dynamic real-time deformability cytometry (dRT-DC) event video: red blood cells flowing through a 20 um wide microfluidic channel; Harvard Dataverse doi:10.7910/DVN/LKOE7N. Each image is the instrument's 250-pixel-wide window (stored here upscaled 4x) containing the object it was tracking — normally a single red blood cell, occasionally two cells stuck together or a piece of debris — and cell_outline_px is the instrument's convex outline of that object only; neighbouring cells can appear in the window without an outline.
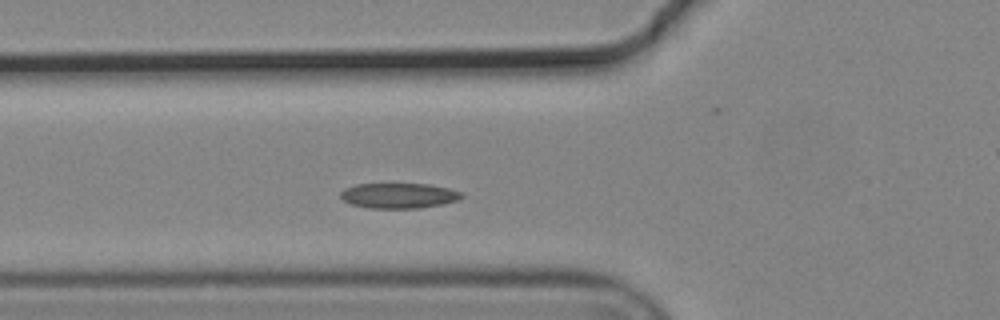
{"species": "common noctule bat (a hibernating species)", "species_latin": "Nyctalus noctula", "temperature_condition": "cold", "stored_images_in_passage": 5, "segment_of_instrument_passage": [1, 2], "camera_frame_rate_fps": 3000, "um_per_image_px": 0.085, "animal": {"sex": "male", "body_mass_g": 19.2, "forearm_length_mm": 51.8}, "frame": {"image": 1, "passage_image": 4, "time_ms": 1.0, "image_size_px": [1000, 320], "cell_outline_px": [[464, 196], [460, 200], [444, 204], [420, 208], [368, 208], [352, 204], [344, 200], [340, 196], [340, 192], [344, 188], [356, 184], [428, 184], [448, 188], [464, 192]], "centroid_in_image_um": [33.95, 16.63], "position_along_channel_um": 91.9, "area_um2": 17.98}}